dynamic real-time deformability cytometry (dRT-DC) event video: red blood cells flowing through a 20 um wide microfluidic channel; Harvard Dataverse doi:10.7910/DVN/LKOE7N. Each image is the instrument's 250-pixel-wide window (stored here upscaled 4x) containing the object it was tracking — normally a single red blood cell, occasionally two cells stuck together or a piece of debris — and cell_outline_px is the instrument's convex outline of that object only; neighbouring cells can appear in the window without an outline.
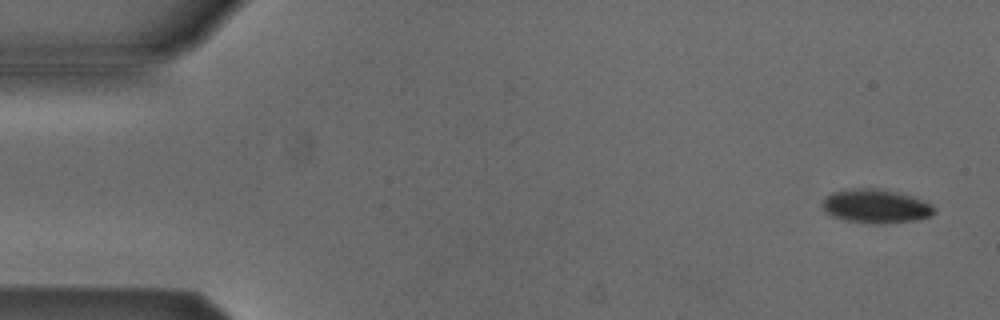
{"species": "Egyptian fruit bat (a non-hibernating species)", "species_latin": "Rousettus aegyptiacus", "temperature_condition": "cold", "stored_images_in_passage": 7, "camera_frame_rate_fps": 3000, "um_per_image_px": 0.085, "animal": {"sex": "male"}, "frame": {"image": 1, "passage_image": 1, "time_ms": 0.0, "image_size_px": [1000, 320], "cell_outline_px": [[936, 212], [932, 216], [916, 220], [888, 224], [872, 224], [844, 220], [832, 216], [824, 212], [820, 204], [824, 196], [832, 192], [844, 188], [876, 188], [896, 192], [912, 196], [924, 200], [932, 204]], "centroid_in_image_um": [74.41, 17.53], "position_along_channel_um": 10.6, "area_um2": 22.72}}
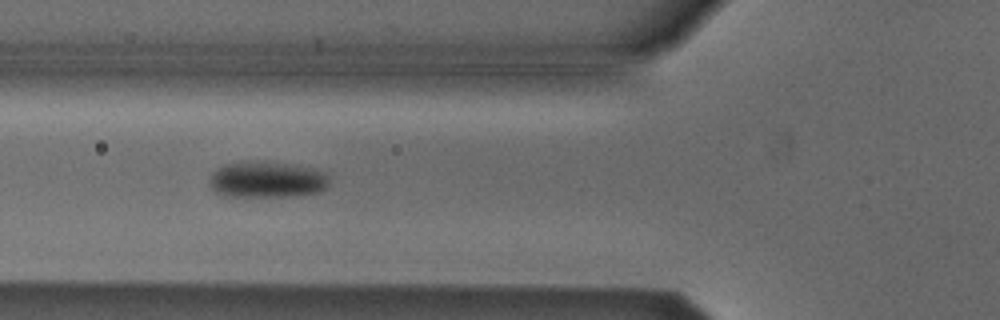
{"frame": {"image": 2, "passage_image": 5, "time_ms": 5.667, "image_size_px": [1000, 320], "cell_outline_px": [[328, 184], [320, 192], [296, 196], [224, 196], [216, 192], [212, 188], [212, 172], [216, 168], [224, 164], [244, 160], [284, 164], [308, 168], [324, 172], [328, 176]], "centroid_in_image_um": [22.66, 15.27], "position_along_channel_um": 103.1, "area_um2": 24.97}}
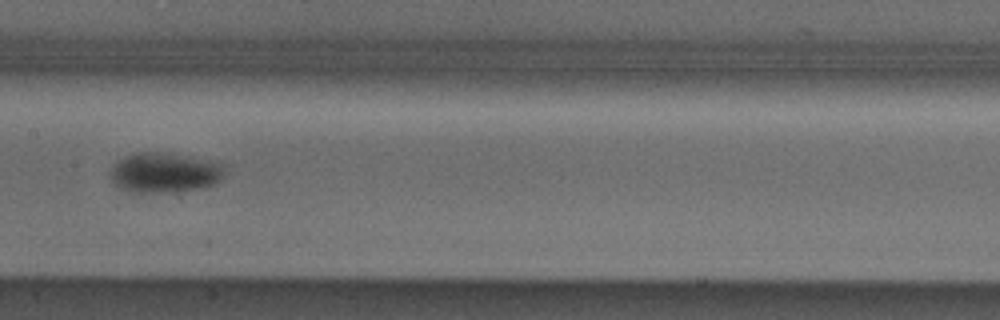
{"frame": {"image": 3, "passage_image": 7, "time_ms": 8.0, "image_size_px": [1000, 320], "cell_outline_px": [[224, 176], [216, 184], [200, 188], [172, 192], [132, 192], [120, 188], [112, 180], [112, 164], [124, 156], [136, 152], [160, 152], [224, 164]], "centroid_in_image_um": [13.97, 14.68], "position_along_channel_um": 193.4, "area_um2": 26.3}}